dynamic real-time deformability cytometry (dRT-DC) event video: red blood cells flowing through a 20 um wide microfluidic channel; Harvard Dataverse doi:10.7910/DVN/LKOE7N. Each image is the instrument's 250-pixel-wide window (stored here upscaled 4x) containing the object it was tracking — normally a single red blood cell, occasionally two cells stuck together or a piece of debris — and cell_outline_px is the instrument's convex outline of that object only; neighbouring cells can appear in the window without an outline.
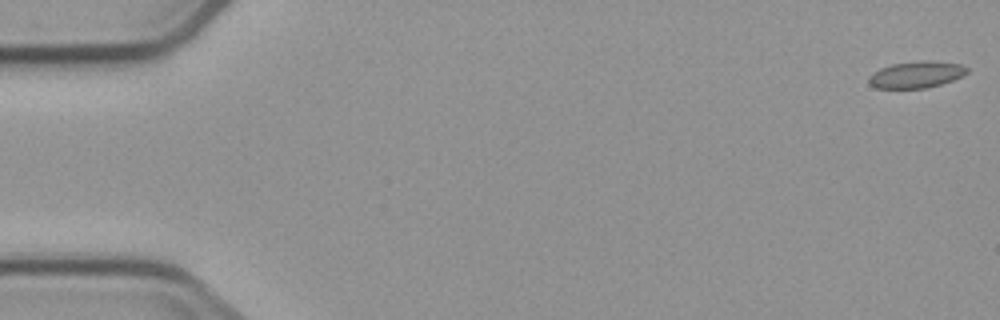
{"species": "common noctule bat (a hibernating species)", "species_latin": "Nyctalus noctula", "temperature_condition": "cold", "stored_images_in_passage": 8, "camera_frame_rate_fps": 3000, "um_per_image_px": 0.085, "animal": {"sex": "male", "body_mass_g": 23.1, "forearm_length_mm": 52.7}, "frame": {"image": 1, "passage_image": 1, "time_ms": 0.0, "image_size_px": [1000, 320], "cell_outline_px": [[968, 72], [952, 80], [940, 84], [924, 88], [876, 88], [868, 80], [868, 76], [880, 68], [892, 64], [924, 60], [928, 60], [960, 64], [968, 68]], "centroid_in_image_um": [77.88, 6.33], "position_along_channel_um": 7.1, "area_um2": 15.03}}
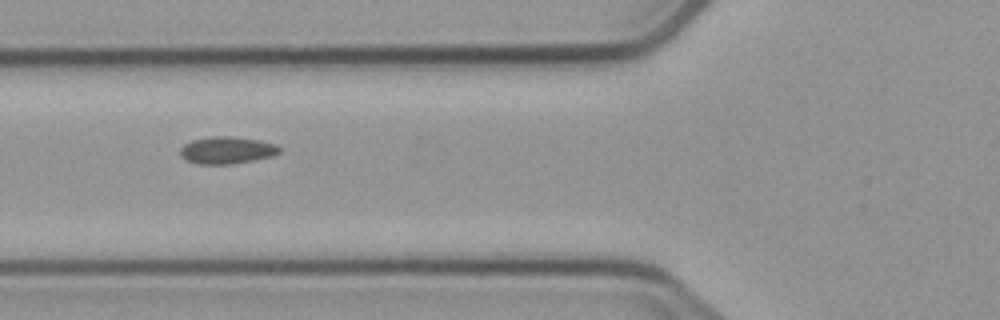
{"frame": {"image": 2, "passage_image": 7, "time_ms": 6.667, "image_size_px": [1000, 320], "cell_outline_px": [[280, 152], [272, 156], [232, 164], [200, 164], [188, 160], [180, 152], [180, 148], [184, 144], [192, 140], [212, 136], [232, 136], [260, 140], [276, 144], [280, 148]], "centroid_in_image_um": [19.31, 12.75], "position_along_channel_um": 106.5, "area_um2": 15.55}}
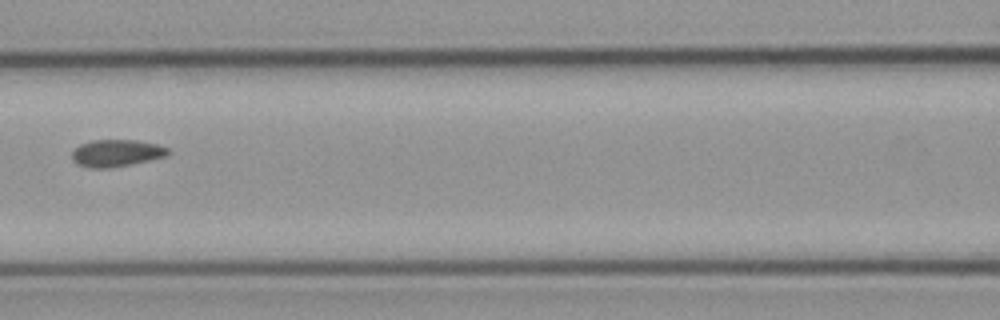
{"frame": {"image": 3, "passage_image": 8, "time_ms": 8.0, "image_size_px": [1000, 320], "cell_outline_px": [[172, 152], [168, 156], [108, 168], [88, 168], [76, 164], [72, 160], [72, 152], [80, 144], [92, 140], [136, 140], [156, 144], [168, 148]], "centroid_in_image_um": [9.89, 13.01], "position_along_channel_um": 156.7, "area_um2": 15.14}}